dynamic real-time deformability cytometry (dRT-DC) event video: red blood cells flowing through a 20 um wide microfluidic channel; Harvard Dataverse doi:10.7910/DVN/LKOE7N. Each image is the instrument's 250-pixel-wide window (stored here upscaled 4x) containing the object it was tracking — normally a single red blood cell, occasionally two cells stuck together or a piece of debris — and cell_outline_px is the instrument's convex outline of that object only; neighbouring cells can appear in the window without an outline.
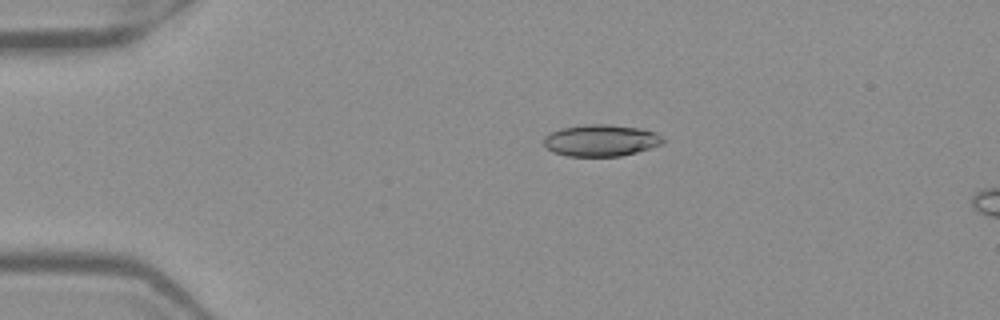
{"species": "Egyptian fruit bat (a non-hibernating species)", "species_latin": "Rousettus aegyptiacus", "temperature_condition": "warm", "stored_images_in_passage": 7, "camera_frame_rate_fps": 3000, "um_per_image_px": 0.085, "frame": {"image": 1, "passage_image": 2, "time_ms": 0.333, "image_size_px": [1000, 320], "cell_outline_px": [[664, 144], [636, 152], [620, 156], [568, 156], [552, 152], [544, 144], [544, 136], [560, 128], [584, 124], [608, 124], [640, 128], [656, 132], [664, 136]], "centroid_in_image_um": [51.11, 11.93], "position_along_channel_um": 33.9, "area_um2": 22.2}}